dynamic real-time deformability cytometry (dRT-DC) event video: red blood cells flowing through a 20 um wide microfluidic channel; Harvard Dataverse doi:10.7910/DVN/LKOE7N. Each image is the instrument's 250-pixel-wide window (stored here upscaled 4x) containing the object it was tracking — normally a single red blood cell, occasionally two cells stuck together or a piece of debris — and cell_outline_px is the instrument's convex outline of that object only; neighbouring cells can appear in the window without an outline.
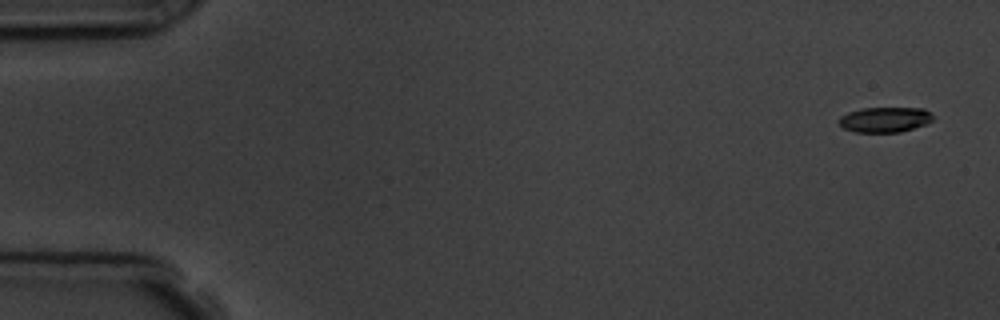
{"species": "common noctule bat (a hibernating species)", "species_latin": "Nyctalus noctula", "temperature_condition": "room temperature", "stored_images_in_passage": 4, "camera_frame_rate_fps": 3000, "um_per_image_px": 0.085, "animal": {"sex": "male", "body_mass_g": 19.5, "forearm_length_mm": 54.6}, "frame": {"image": 1, "passage_image": 1, "time_ms": 0.0, "image_size_px": [1000, 320], "cell_outline_px": [[932, 120], [924, 124], [900, 132], [856, 132], [844, 128], [836, 120], [840, 116], [848, 112], [864, 108], [924, 108], [932, 116]], "centroid_in_image_um": [75.16, 10.16], "position_along_channel_um": 9.8, "area_um2": 13.64}}
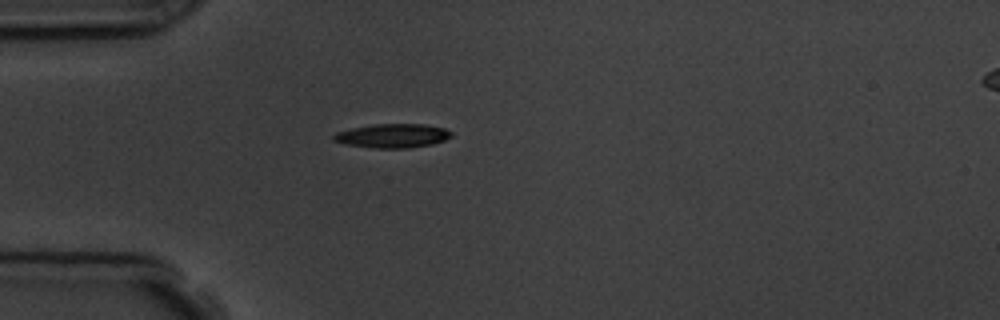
{"frame": {"image": 2, "passage_image": 4, "time_ms": 4.333, "image_size_px": [1000, 320], "cell_outline_px": [[452, 136], [444, 140], [432, 144], [408, 148], [376, 148], [344, 144], [332, 140], [332, 136], [336, 132], [352, 128], [372, 124], [424, 124], [444, 128], [452, 132]], "centroid_in_image_um": [33.35, 11.54], "position_along_channel_um": 51.7, "area_um2": 16.47}}